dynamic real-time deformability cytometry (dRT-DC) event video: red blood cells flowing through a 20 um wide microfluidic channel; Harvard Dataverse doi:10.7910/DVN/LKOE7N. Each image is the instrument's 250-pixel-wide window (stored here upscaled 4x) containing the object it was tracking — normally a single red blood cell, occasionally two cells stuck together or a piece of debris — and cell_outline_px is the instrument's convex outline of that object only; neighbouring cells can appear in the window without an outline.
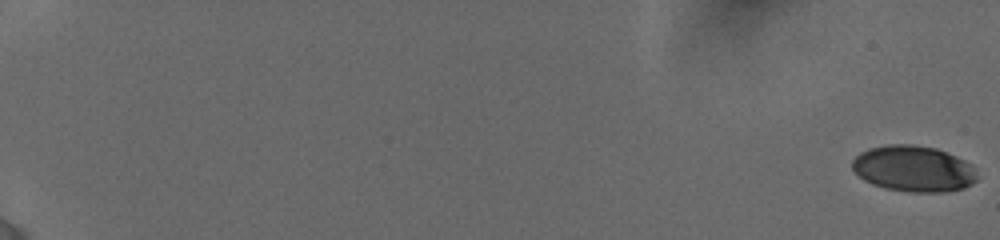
{"species": "human", "species_latin": "Homo sapiens", "temperature_condition": "cold", "stored_images_in_passage": 23, "camera_frame_rate_fps": 3000, "um_per_image_px": 0.085, "donor": {"sex": "female"}, "frame": {"image": 1, "passage_image": 1, "time_ms": 0.0, "image_size_px": [1000, 240], "cell_outline_px": [[976, 180], [972, 184], [964, 188], [944, 192], [912, 192], [884, 188], [872, 184], [864, 180], [852, 168], [852, 160], [860, 152], [868, 148], [888, 144], [912, 144], [936, 148], [956, 156], [972, 164], [976, 176]], "centroid_in_image_um": [77.64, 14.33], "position_along_channel_um": 7.4, "area_um2": 33.58}}
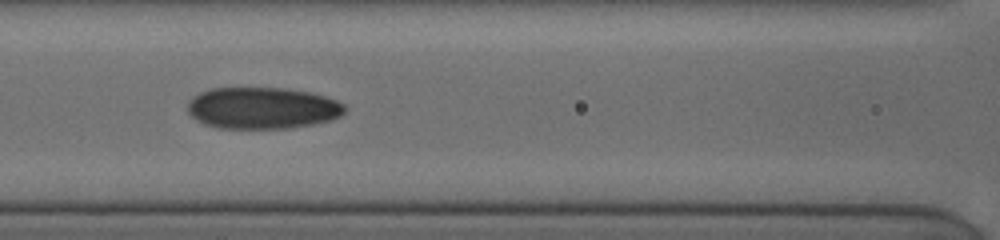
{"frame": {"image": 2, "passage_image": 20, "time_ms": 9.667, "image_size_px": [1000, 240], "cell_outline_px": [[348, 108], [340, 116], [332, 120], [316, 124], [288, 128], [216, 128], [204, 124], [196, 120], [188, 112], [188, 100], [192, 96], [200, 92], [212, 88], [284, 88], [308, 92], [324, 96], [336, 100], [344, 104]], "centroid_in_image_um": [22.3, 9.19], "position_along_channel_um": 144.3, "area_um2": 38.38}}
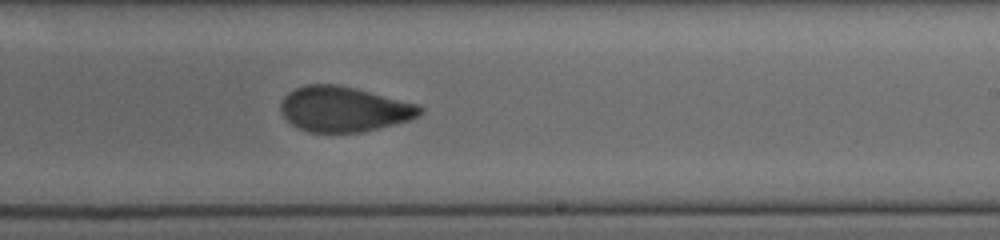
{"frame": {"image": 3, "passage_image": 23, "time_ms": 12.667, "image_size_px": [1000, 240], "cell_outline_px": [[424, 112], [420, 116], [408, 120], [364, 132], [308, 132], [292, 124], [280, 112], [280, 104], [284, 96], [288, 92], [304, 84], [336, 84], [356, 88], [416, 104], [424, 108]], "centroid_in_image_um": [29.22, 9.27], "position_along_channel_um": 259.8, "area_um2": 36.65}}